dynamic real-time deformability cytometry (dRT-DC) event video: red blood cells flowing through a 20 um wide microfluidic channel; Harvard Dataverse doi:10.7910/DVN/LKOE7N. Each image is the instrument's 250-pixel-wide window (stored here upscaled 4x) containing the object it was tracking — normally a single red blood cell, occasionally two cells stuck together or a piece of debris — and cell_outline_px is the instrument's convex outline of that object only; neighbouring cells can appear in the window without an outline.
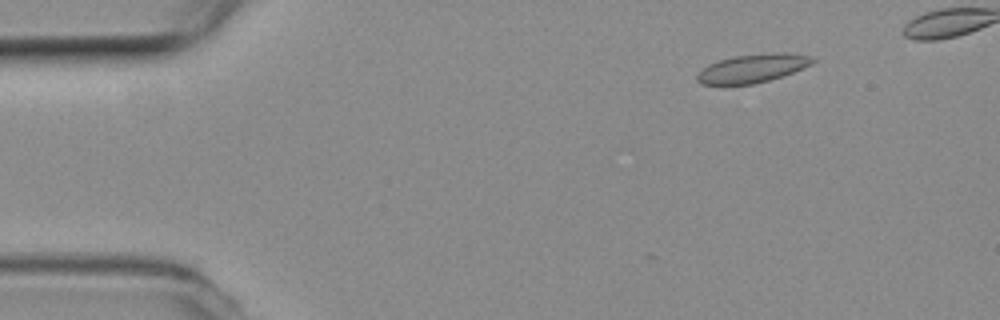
{"species": "common noctule bat (a hibernating species)", "species_latin": "Nyctalus noctula", "temperature_condition": "room temperature", "stored_images_in_passage": 6, "camera_frame_rate_fps": 3000, "um_per_image_px": 0.085, "animal": {"sex": "female", "body_mass_g": 19.3, "forearm_length_mm": 54.1}, "frame": {"image": 1, "passage_image": 3, "time_ms": 0.667, "image_size_px": [1000, 320], "cell_outline_px": [[816, 60], [812, 64], [784, 76], [752, 84], [700, 84], [696, 80], [696, 76], [708, 64], [716, 60], [736, 56], [772, 52], [788, 52], [816, 56]], "centroid_in_image_um": [64.03, 5.78], "position_along_channel_um": 21.0, "area_um2": 19.36}}